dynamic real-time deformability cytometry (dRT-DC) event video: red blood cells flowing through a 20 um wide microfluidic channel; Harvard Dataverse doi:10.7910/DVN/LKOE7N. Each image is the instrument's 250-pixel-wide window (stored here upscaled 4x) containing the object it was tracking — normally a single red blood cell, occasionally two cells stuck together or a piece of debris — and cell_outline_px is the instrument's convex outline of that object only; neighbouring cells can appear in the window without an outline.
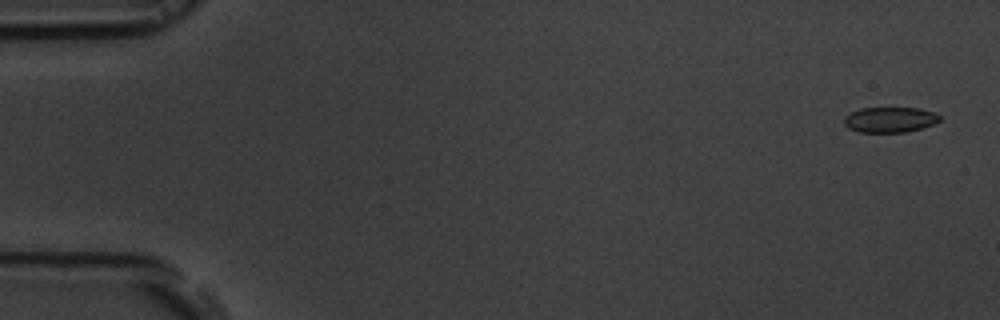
{"species": "common noctule bat (a hibernating species)", "species_latin": "Nyctalus noctula", "temperature_condition": "room temperature", "stored_images_in_passage": 6, "camera_frame_rate_fps": 3000, "um_per_image_px": 0.085, "animal": {"sex": "male", "body_mass_g": 19.5, "forearm_length_mm": 54.6}, "frame": {"image": 1, "passage_image": 1, "time_ms": 0.0, "image_size_px": [1000, 320], "cell_outline_px": [[940, 120], [932, 124], [920, 128], [904, 132], [856, 132], [848, 128], [844, 124], [844, 116], [860, 108], [920, 108], [936, 112], [940, 116]], "centroid_in_image_um": [75.62, 10.17], "position_along_channel_um": 9.4, "area_um2": 14.16}}
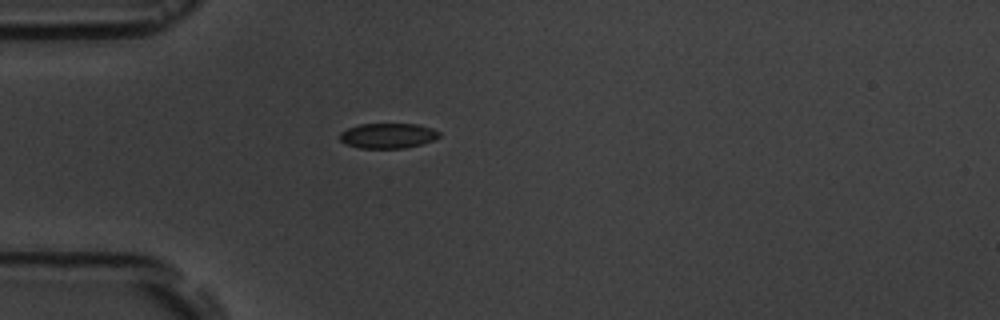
{"frame": {"image": 2, "passage_image": 5, "time_ms": 4.667, "image_size_px": [1000, 320], "cell_outline_px": [[440, 136], [432, 140], [420, 144], [404, 148], [360, 148], [344, 144], [340, 140], [340, 132], [348, 128], [360, 124], [416, 124], [432, 128], [440, 132]], "centroid_in_image_um": [32.94, 11.53], "position_along_channel_um": 52.1, "area_um2": 14.51}}